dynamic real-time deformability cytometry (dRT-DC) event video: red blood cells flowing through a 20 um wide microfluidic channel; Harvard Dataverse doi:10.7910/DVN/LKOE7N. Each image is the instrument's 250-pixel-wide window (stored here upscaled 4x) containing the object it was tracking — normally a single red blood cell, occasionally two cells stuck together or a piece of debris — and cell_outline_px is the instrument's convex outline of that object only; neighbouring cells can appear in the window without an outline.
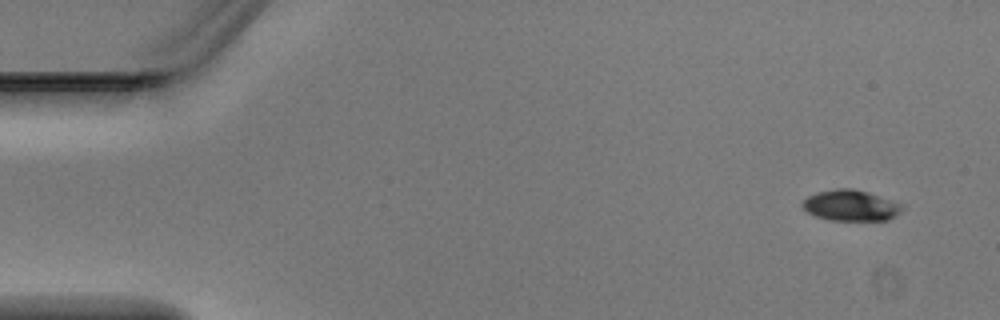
{"species": "Egyptian fruit bat (a non-hibernating species)", "species_latin": "Rousettus aegyptiacus", "temperature_condition": "warm", "stored_images_in_passage": 4, "camera_frame_rate_fps": 3000, "um_per_image_px": 0.085, "animal": {"sex": "male"}, "frame": {"image": 1, "passage_image": 1, "time_ms": 0.0, "image_size_px": [1000, 320], "cell_outline_px": [[904, 208], [896, 216], [888, 220], [828, 220], [816, 216], [808, 212], [800, 204], [808, 196], [816, 192], [836, 188], [852, 188], [868, 192], [904, 204]], "centroid_in_image_um": [72.33, 17.46], "position_along_channel_um": 12.7, "area_um2": 18.09}}
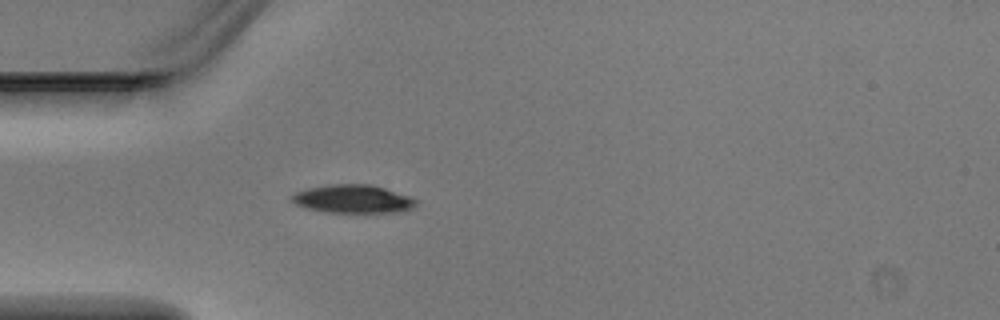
{"frame": {"image": 2, "passage_image": 4, "time_ms": 1.0, "image_size_px": [1000, 320], "cell_outline_px": [[420, 200], [412, 208], [404, 212], [324, 212], [308, 208], [296, 204], [292, 200], [292, 196], [296, 192], [308, 188], [328, 184], [372, 184], [412, 196]], "centroid_in_image_um": [30.09, 16.9], "position_along_channel_um": 54.9, "area_um2": 20.63}}